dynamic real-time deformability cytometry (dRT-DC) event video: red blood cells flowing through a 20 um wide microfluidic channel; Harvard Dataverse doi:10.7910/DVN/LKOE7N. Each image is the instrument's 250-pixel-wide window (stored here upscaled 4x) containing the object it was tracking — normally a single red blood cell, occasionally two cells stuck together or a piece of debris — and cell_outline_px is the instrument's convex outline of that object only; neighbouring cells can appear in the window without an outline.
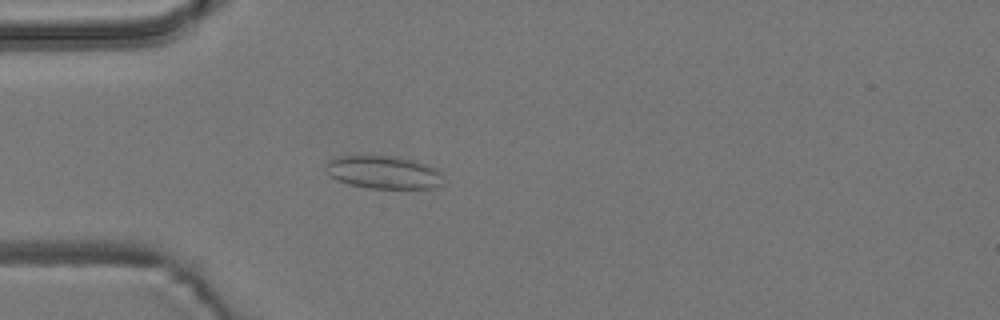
{"species": "common noctule bat (a hibernating species)", "species_latin": "Nyctalus noctula", "temperature_condition": "room temperature", "stored_images_in_passage": 55, "camera_frame_rate_fps": 3000, "um_per_image_px": 0.085, "animal": {"sex": "male", "body_mass_g": 19.2, "forearm_length_mm": 51.8}, "frame": {"image": 1, "passage_image": 16, "time_ms": 5.0, "image_size_px": [1000, 320], "cell_outline_px": [[440, 184], [436, 188], [368, 188], [348, 184], [336, 180], [328, 176], [324, 168], [324, 164], [328, 160], [336, 156], [396, 156], [416, 160], [436, 168], [440, 172]], "centroid_in_image_um": [32.52, 14.63], "position_along_channel_um": 52.5, "area_um2": 22.77}}
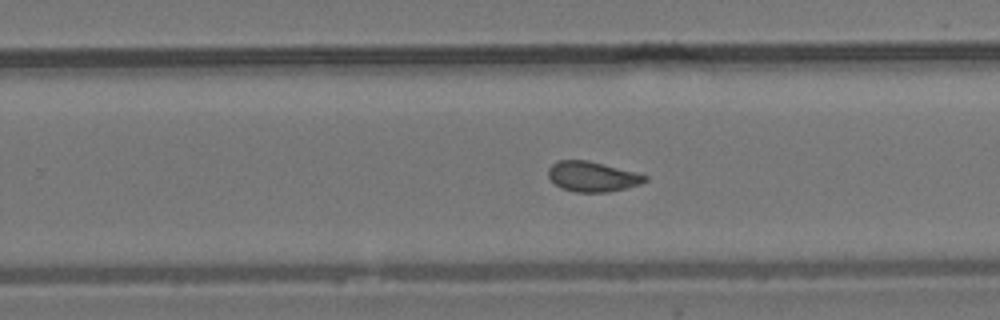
{"frame": {"image": 2, "passage_image": 35, "time_ms": 11.333, "image_size_px": [1000, 320], "cell_outline_px": [[648, 180], [640, 184], [608, 192], [576, 192], [560, 188], [548, 176], [548, 168], [556, 160], [588, 160], [636, 172], [648, 176]], "centroid_in_image_um": [50.34, 15.0], "position_along_channel_um": 279.5, "area_um2": 16.99}}
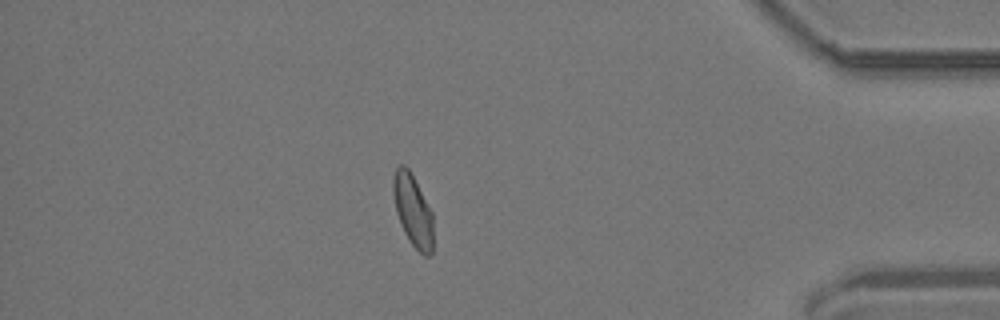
{"frame": {"image": 3, "passage_image": 48, "time_ms": 15.667, "image_size_px": [1000, 320], "cell_outline_px": [[432, 252], [428, 256], [424, 256], [412, 244], [404, 232], [400, 224], [396, 212], [392, 192], [392, 180], [396, 168], [400, 164], [404, 164], [408, 168], [432, 212]], "centroid_in_image_um": [35.06, 17.87], "position_along_channel_um": 400.1, "area_um2": 16.59}, "authors_computed_cell_mechanics": {"area_um2": 17.3978, "velocity_mm_per_s": 3.718, "shape_relaxation_time_tau1_ms": 10.4738, "shape_relaxation_time_tau2_ms": 1.5602, "deformation_change_tau1": 0.1368, "deformation_change_tau2": 0.0639}}